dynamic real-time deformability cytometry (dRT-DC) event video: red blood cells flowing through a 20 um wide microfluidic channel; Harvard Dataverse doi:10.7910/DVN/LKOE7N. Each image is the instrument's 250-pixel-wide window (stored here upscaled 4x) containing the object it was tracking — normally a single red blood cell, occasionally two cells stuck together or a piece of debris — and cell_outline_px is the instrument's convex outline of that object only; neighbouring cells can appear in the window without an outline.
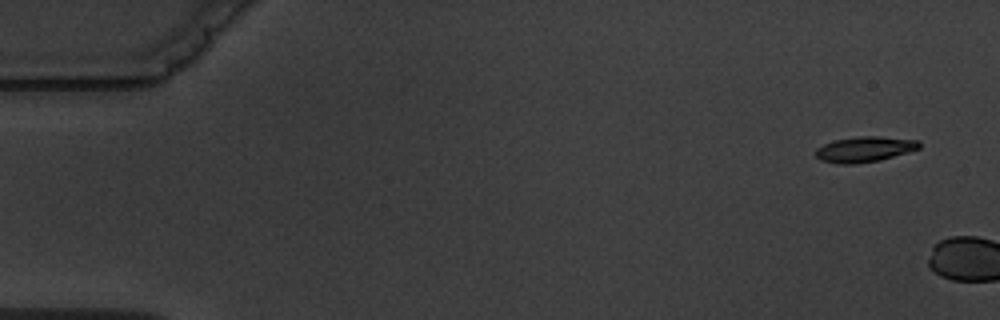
{"species": "common noctule bat (a hibernating species)", "species_latin": "Nyctalus noctula", "temperature_condition": "warm", "stored_images_in_passage": 2, "camera_frame_rate_fps": 3000, "um_per_image_px": 0.085, "animal": {"sex": "male", "body_mass_g": 19.5, "forearm_length_mm": 54.6}, "frame": {"image": 1, "passage_image": 1, "time_ms": 0.0, "image_size_px": [1000, 320], "cell_outline_px": [[920, 148], [908, 152], [880, 160], [852, 164], [836, 164], [820, 160], [816, 156], [816, 148], [832, 140], [860, 136], [876, 136], [920, 140]], "centroid_in_image_um": [73.47, 12.68], "position_along_channel_um": 11.5, "area_um2": 15.43}}